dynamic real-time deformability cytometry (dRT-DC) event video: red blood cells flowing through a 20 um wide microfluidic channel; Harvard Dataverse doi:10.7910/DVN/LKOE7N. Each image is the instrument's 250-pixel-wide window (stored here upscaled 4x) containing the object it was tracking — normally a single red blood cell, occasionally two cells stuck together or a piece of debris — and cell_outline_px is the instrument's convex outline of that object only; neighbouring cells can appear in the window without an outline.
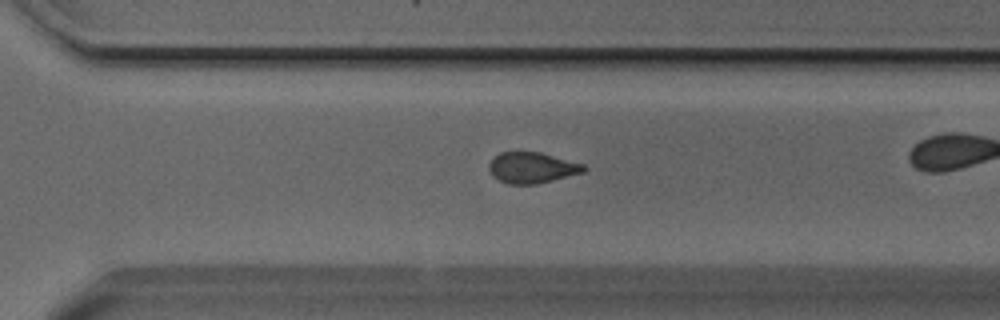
{"species": "Egyptian fruit bat (a non-hibernating species)", "species_latin": "Rousettus aegyptiacus", "temperature_condition": "cold", "stored_images_in_passage": 42, "camera_frame_rate_fps": 3000, "um_per_image_px": 0.085, "animal": {"sex": "male"}, "frame": {"image": 1, "passage_image": 36, "time_ms": 11.667, "image_size_px": [1000, 320], "cell_outline_px": [[588, 168], [584, 172], [536, 184], [508, 184], [492, 176], [488, 168], [488, 164], [500, 152], [540, 152], [584, 164]], "centroid_in_image_um": [45.22, 14.25], "position_along_channel_um": 325.4, "area_um2": 16.99}, "authors_computed_cell_mechanics": {"area_um2": 18.4382, "velocity_mm_per_s": 3.8266, "shape_relaxation_time_tau1_ms": 7.7193, "shape_relaxation_time_tau2_ms": 2.4757, "deformation_change_tau1": 0.1504, "deformation_change_tau2": 0.0697}}